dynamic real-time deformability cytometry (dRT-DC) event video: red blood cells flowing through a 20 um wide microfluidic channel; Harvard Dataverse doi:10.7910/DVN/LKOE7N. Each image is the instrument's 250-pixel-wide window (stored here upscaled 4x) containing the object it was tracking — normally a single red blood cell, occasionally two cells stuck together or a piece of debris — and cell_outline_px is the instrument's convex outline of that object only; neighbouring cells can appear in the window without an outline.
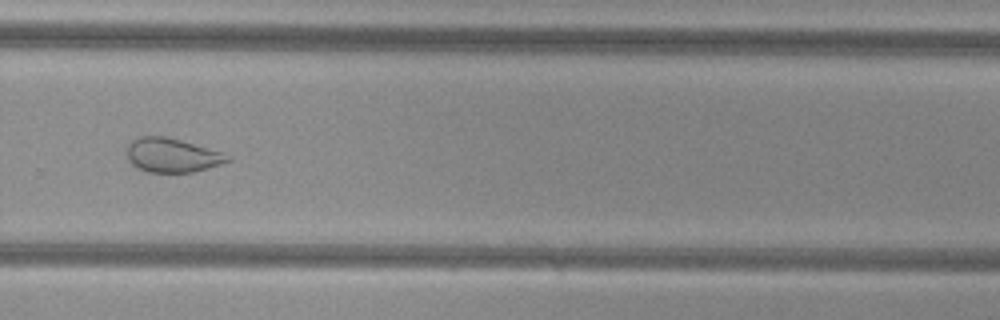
{"species": "common noctule bat (a hibernating species)", "species_latin": "Nyctalus noctula", "temperature_condition": "cold", "stored_images_in_passage": 40, "camera_frame_rate_fps": 3000, "um_per_image_px": 0.085, "animal": {"sex": "female", "body_mass_g": 29.2, "forearm_length_mm": 56.3}, "frame": {"image": 1, "passage_image": 23, "time_ms": 7.333, "image_size_px": [1000, 320], "cell_outline_px": [[232, 160], [208, 168], [192, 172], [148, 172], [132, 164], [128, 160], [128, 144], [132, 140], [140, 136], [164, 136], [180, 140], [224, 152], [232, 156]], "centroid_in_image_um": [14.67, 13.19], "position_along_channel_um": 315.1, "area_um2": 19.94}, "authors_computed_cell_mechanics": {"area_um2": 23.4379, "velocity_mm_per_s": 3.7552, "shape_relaxation_time_tau1_ms": null, "shape_relaxation_time_tau2_ms": 1.5213, "deformation_change_tau1": null, "deformation_change_tau2": 0.0803}}